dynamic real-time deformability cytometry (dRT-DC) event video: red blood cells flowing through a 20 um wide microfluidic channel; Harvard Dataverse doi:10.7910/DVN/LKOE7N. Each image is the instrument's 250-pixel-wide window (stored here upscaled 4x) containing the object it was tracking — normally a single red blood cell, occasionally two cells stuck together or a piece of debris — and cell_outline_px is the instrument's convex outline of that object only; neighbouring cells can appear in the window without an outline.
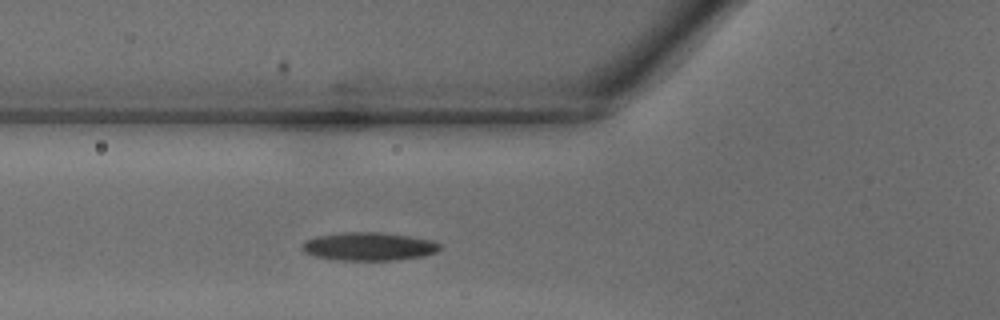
{"species": "common noctule bat (a hibernating species)", "species_latin": "Nyctalus noctula", "temperature_condition": "warm", "stored_images_in_passage": 21, "camera_frame_rate_fps": 3000, "um_per_image_px": 0.085, "animal": {"sex": "male", "body_mass_g": 18.8}, "frame": {"image": 1, "passage_image": 2, "time_ms": 0.333, "image_size_px": [1000, 320], "cell_outline_px": [[440, 248], [436, 252], [424, 256], [396, 260], [340, 260], [316, 256], [304, 252], [300, 248], [300, 244], [304, 240], [316, 236], [344, 232], [384, 232], [432, 240], [440, 244]], "centroid_in_image_um": [31.32, 20.94], "position_along_channel_um": 94.5, "area_um2": 22.77}}
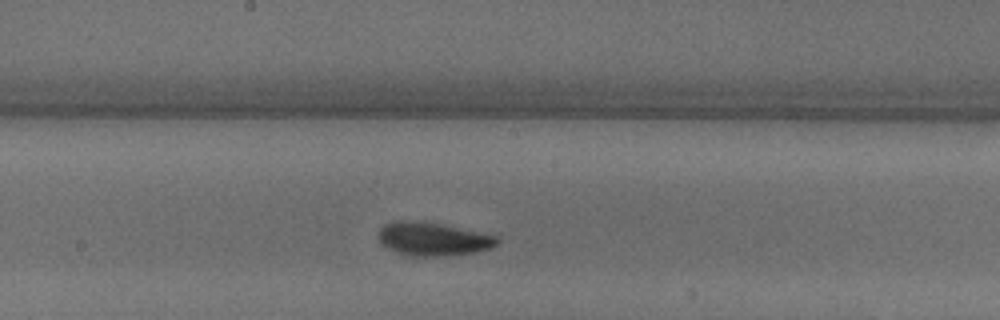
{"frame": {"image": 2, "passage_image": 9, "time_ms": 2.667, "image_size_px": [1000, 320], "cell_outline_px": [[500, 240], [492, 248], [476, 252], [452, 256], [408, 256], [396, 252], [380, 244], [380, 228], [384, 224], [392, 220], [416, 220], [440, 224], [496, 236]], "centroid_in_image_um": [36.77, 20.32], "position_along_channel_um": 211.4, "area_um2": 23.18}}
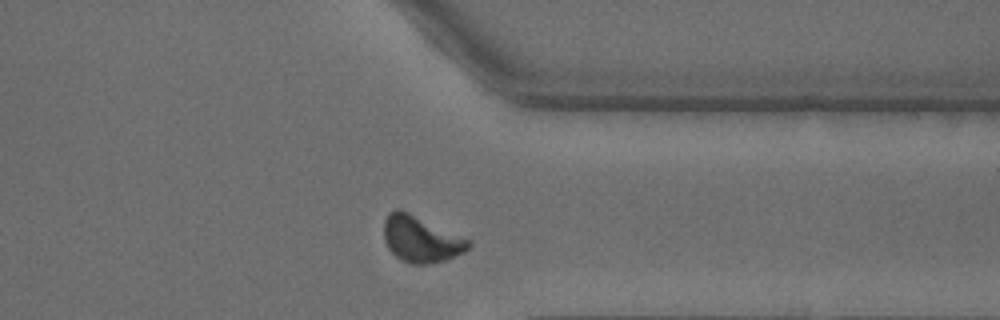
{"frame": {"image": 3, "passage_image": 19, "time_ms": 6.0, "image_size_px": [1000, 320], "cell_outline_px": [[472, 244], [464, 252], [444, 260], [424, 264], [412, 264], [400, 260], [388, 248], [384, 240], [384, 220], [388, 212], [396, 208], [408, 212], [472, 240]], "centroid_in_image_um": [35.77, 20.32], "position_along_channel_um": 375.6, "area_um2": 22.77}}